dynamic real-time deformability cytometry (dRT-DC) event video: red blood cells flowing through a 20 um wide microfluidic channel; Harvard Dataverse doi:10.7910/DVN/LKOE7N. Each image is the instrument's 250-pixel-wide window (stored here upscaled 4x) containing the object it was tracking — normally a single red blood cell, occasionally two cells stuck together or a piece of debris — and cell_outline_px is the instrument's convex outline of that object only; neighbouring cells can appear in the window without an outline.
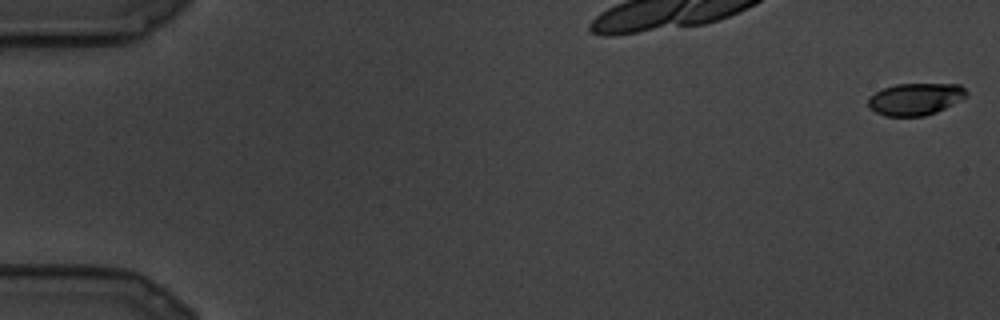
{"species": "common noctule bat (a hibernating species)", "species_latin": "Nyctalus noctula", "temperature_condition": "cold", "stored_images_in_passage": 11, "camera_frame_rate_fps": 3000, "um_per_image_px": 0.085, "animal": {"sex": "male", "body_mass_g": 19.5, "forearm_length_mm": 54.6}, "frame": {"image": 1, "passage_image": 1, "time_ms": 0.0, "image_size_px": [1000, 320], "cell_outline_px": [[968, 96], [936, 112], [924, 116], [884, 116], [868, 108], [868, 96], [884, 88], [896, 84], [960, 84], [968, 92]], "centroid_in_image_um": [77.79, 8.42], "position_along_channel_um": 7.2, "area_um2": 18.38}}
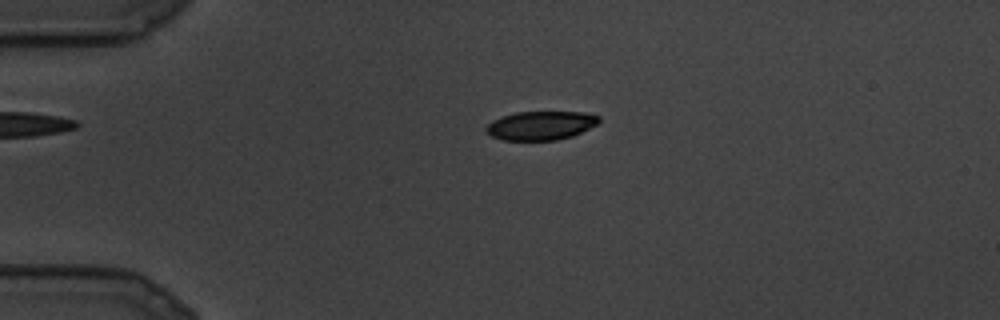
{"frame": {"image": 2, "passage_image": 7, "time_ms": 2.0, "image_size_px": [1000, 320], "cell_outline_px": [[600, 120], [596, 124], [572, 136], [556, 140], [504, 140], [492, 136], [484, 132], [484, 128], [492, 120], [516, 112], [584, 112], [600, 116]], "centroid_in_image_um": [45.93, 10.67], "position_along_channel_um": 39.1, "area_um2": 18.84}}
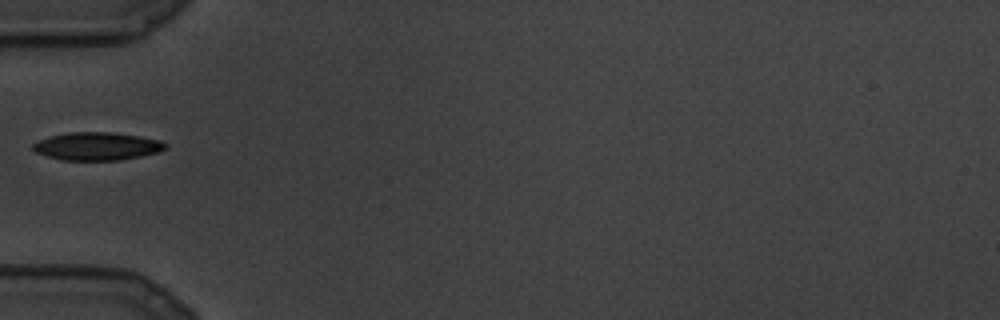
{"frame": {"image": 3, "passage_image": 10, "time_ms": 3.0, "image_size_px": [1000, 320], "cell_outline_px": [[168, 148], [160, 152], [120, 160], [64, 160], [48, 156], [36, 152], [32, 148], [32, 144], [40, 140], [52, 136], [68, 132], [112, 132], [140, 136], [160, 140], [168, 144]], "centroid_in_image_um": [8.31, 12.43], "position_along_channel_um": 76.7, "area_um2": 21.56}}